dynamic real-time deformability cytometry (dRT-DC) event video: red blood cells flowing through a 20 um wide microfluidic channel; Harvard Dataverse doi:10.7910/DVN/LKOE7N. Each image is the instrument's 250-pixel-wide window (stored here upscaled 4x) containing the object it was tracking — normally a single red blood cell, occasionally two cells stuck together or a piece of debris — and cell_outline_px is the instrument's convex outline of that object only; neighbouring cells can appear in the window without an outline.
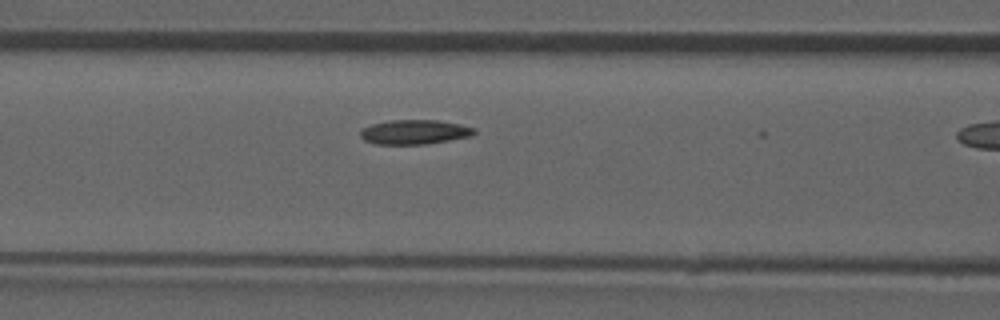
{"species": "common noctule bat (a hibernating species)", "species_latin": "Nyctalus noctula", "temperature_condition": "room temperature", "stored_images_in_passage": 14, "camera_frame_rate_fps": 3000, "um_per_image_px": 0.085, "animal": {"sex": "male", "forearm_length_mm": 52.5}, "frame": {"image": 1, "passage_image": 13, "time_ms": 4.0, "image_size_px": [1000, 320], "cell_outline_px": [[476, 132], [472, 136], [424, 144], [376, 144], [364, 140], [360, 136], [360, 128], [372, 124], [388, 120], [436, 120], [460, 124], [476, 128]], "centroid_in_image_um": [35.21, 11.21], "position_along_channel_um": 131.4, "area_um2": 16.3}}